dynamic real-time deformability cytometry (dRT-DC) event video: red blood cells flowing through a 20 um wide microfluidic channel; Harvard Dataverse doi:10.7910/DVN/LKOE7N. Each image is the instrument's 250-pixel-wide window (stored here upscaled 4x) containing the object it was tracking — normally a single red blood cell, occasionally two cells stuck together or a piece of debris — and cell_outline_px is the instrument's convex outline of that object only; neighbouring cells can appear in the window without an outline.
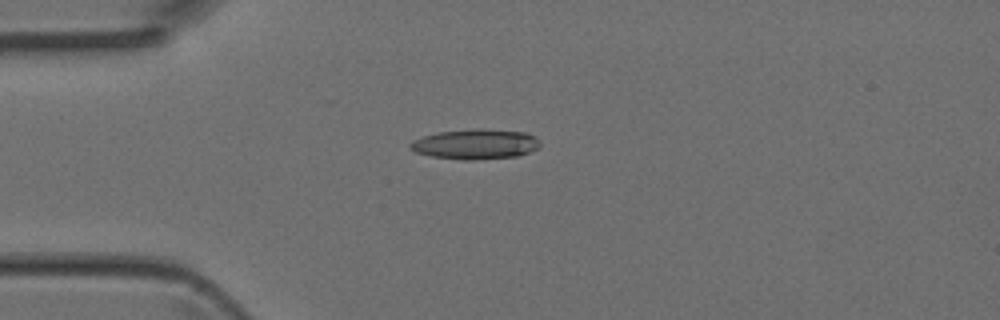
{"species": "Egyptian fruit bat (a non-hibernating species)", "species_latin": "Rousettus aegyptiacus", "temperature_condition": "room temperature", "stored_images_in_passage": 5, "camera_frame_rate_fps": 3000, "um_per_image_px": 0.085, "animal": {"sex": "female"}, "frame": {"image": 1, "passage_image": 4, "time_ms": 1.0, "image_size_px": [1000, 320], "cell_outline_px": [[540, 148], [516, 156], [476, 160], [464, 160], [432, 156], [416, 152], [408, 144], [412, 140], [436, 132], [528, 132], [536, 136], [540, 140]], "centroid_in_image_um": [40.43, 12.31], "position_along_channel_um": 44.6, "area_um2": 21.62}}